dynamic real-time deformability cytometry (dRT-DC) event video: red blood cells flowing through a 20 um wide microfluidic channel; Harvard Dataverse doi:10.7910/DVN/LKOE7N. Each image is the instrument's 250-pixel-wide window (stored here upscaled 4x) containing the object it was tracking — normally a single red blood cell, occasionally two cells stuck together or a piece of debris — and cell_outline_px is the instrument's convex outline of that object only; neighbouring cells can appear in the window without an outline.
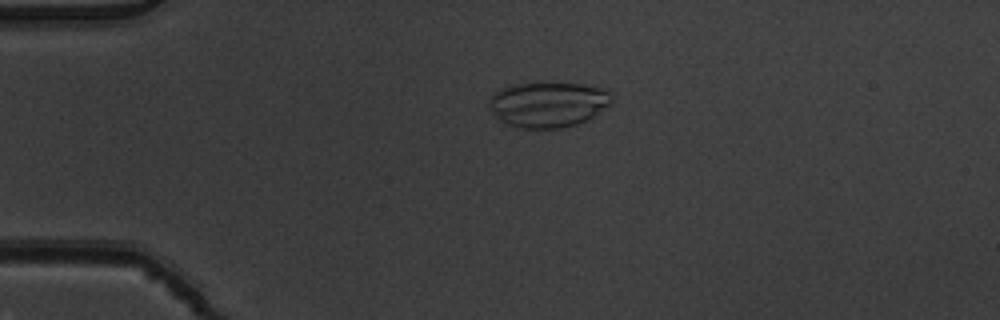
{"species": "common noctule bat (a hibernating species)", "species_latin": "Nyctalus noctula", "temperature_condition": "warm", "stored_images_in_passage": 2, "camera_frame_rate_fps": 3000, "um_per_image_px": 0.085, "animal": {"sex": "male", "body_mass_g": 19.5, "forearm_length_mm": 54.6}, "frame": {"image": 1, "passage_image": 1, "time_ms": 0.0, "image_size_px": [1000, 320], "cell_outline_px": [[612, 100], [608, 104], [592, 116], [576, 124], [560, 128], [520, 128], [504, 124], [492, 112], [488, 104], [492, 96], [500, 88], [516, 84], [580, 84], [604, 88], [612, 96]], "centroid_in_image_um": [46.54, 8.89], "position_along_channel_um": 38.5, "area_um2": 31.79}}